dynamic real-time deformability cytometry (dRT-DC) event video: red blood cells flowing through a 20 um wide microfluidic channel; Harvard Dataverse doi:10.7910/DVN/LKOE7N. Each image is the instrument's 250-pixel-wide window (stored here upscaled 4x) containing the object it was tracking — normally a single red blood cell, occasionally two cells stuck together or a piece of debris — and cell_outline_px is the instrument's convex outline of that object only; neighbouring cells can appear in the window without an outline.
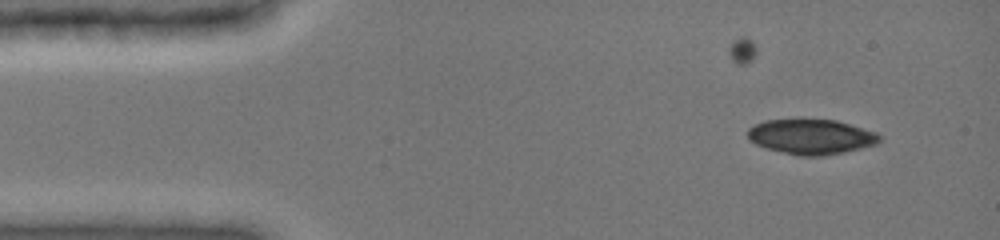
{"species": "common noctule bat (a hibernating species)", "species_latin": "Nyctalus noctula", "temperature_condition": "cold", "stored_images_in_passage": 31, "camera_frame_rate_fps": 3000, "um_per_image_px": 0.085, "animal": {"sex": "female", "body_mass_g": 19.0, "forearm_length_mm": 51.5}, "frame": {"image": 1, "passage_image": 2, "time_ms": 0.667, "image_size_px": [1000, 240], "cell_outline_px": [[880, 140], [876, 144], [844, 152], [820, 156], [804, 156], [784, 152], [768, 148], [756, 144], [748, 140], [748, 128], [764, 120], [796, 116], [800, 116], [836, 120], [876, 132], [880, 136]], "centroid_in_image_um": [68.9, 11.56], "position_along_channel_um": 16.1, "area_um2": 27.57}}